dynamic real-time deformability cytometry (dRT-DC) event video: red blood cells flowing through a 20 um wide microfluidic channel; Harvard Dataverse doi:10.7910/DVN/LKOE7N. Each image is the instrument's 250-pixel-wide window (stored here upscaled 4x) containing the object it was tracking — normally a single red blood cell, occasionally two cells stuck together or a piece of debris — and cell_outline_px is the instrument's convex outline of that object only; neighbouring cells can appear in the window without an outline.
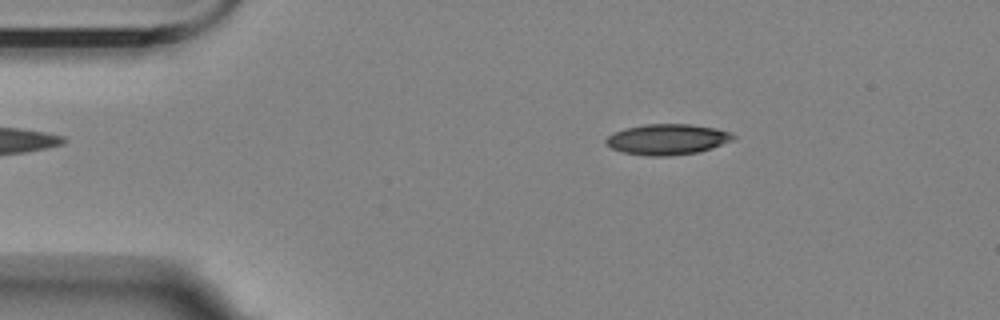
{"species": "Egyptian fruit bat (a non-hibernating species)", "species_latin": "Rousettus aegyptiacus", "temperature_condition": "room temperature", "stored_images_in_passage": 5, "camera_frame_rate_fps": 3000, "um_per_image_px": 0.085, "animal": {"sex": "female"}, "frame": {"image": 1, "passage_image": 3, "time_ms": 2.333, "image_size_px": [1000, 320], "cell_outline_px": [[736, 140], [712, 148], [696, 152], [672, 156], [648, 156], [624, 152], [612, 148], [604, 140], [608, 136], [624, 128], [644, 124], [692, 124], [716, 128], [732, 132], [736, 136]], "centroid_in_image_um": [56.79, 11.84], "position_along_channel_um": 28.2, "area_um2": 22.89}}
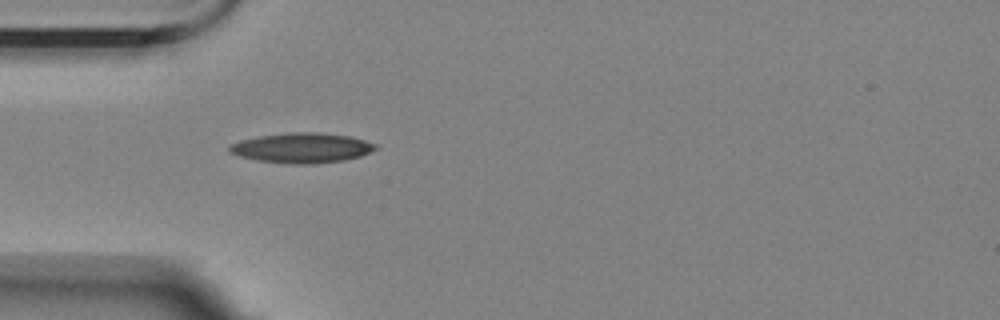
{"frame": {"image": 2, "passage_image": 5, "time_ms": 4.667, "image_size_px": [1000, 320], "cell_outline_px": [[376, 148], [360, 156], [344, 160], [316, 164], [284, 164], [256, 160], [240, 156], [228, 152], [228, 148], [232, 144], [240, 140], [260, 136], [288, 132], [316, 132], [348, 136], [364, 140], [376, 144]], "centroid_in_image_um": [25.62, 12.58], "position_along_channel_um": 59.4, "area_um2": 25.49}}